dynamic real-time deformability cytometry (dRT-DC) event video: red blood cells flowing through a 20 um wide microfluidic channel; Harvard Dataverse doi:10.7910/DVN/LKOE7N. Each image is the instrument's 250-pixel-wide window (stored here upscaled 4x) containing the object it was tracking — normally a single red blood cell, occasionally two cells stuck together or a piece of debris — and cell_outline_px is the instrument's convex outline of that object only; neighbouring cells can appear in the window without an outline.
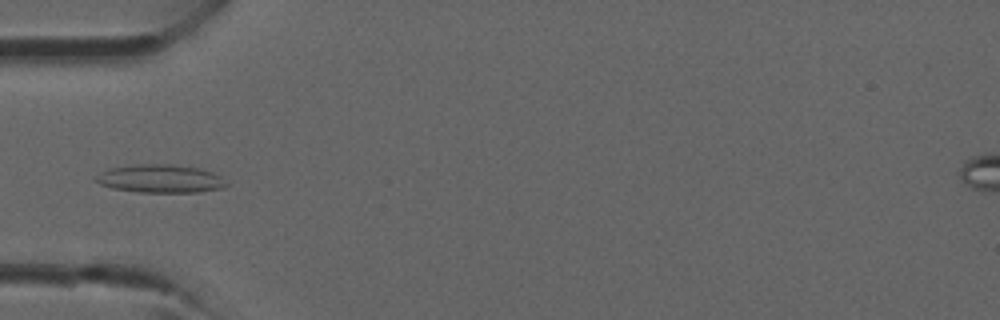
{"species": "common noctule bat (a hibernating species)", "species_latin": "Nyctalus noctula", "temperature_condition": "room temperature", "stored_images_in_passage": 40, "camera_frame_rate_fps": 3000, "um_per_image_px": 0.085, "animal": {"sex": "male", "forearm_length_mm": 52.5}, "frame": {"image": 1, "passage_image": 13, "time_ms": 4.0, "image_size_px": [1000, 320], "cell_outline_px": [[228, 184], [224, 188], [200, 192], [136, 192], [112, 188], [100, 184], [96, 180], [96, 176], [100, 172], [108, 168], [136, 164], [172, 164], [200, 168], [212, 172], [220, 176]], "centroid_in_image_um": [13.63, 15.18], "position_along_channel_um": 71.4, "area_um2": 21.56}}
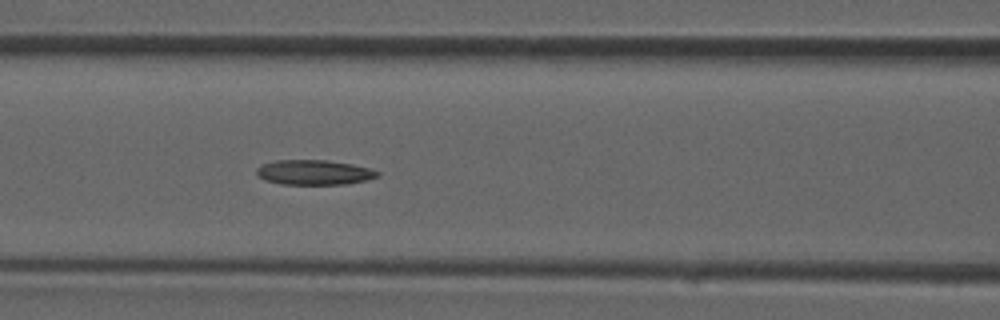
{"frame": {"image": 2, "passage_image": 17, "time_ms": 5.333, "image_size_px": [1000, 320], "cell_outline_px": [[380, 176], [368, 180], [348, 184], [280, 184], [264, 180], [256, 172], [256, 168], [260, 164], [276, 160], [324, 160], [352, 164], [368, 168], [380, 172]], "centroid_in_image_um": [26.69, 14.65], "position_along_channel_um": 139.9, "area_um2": 17.63}}
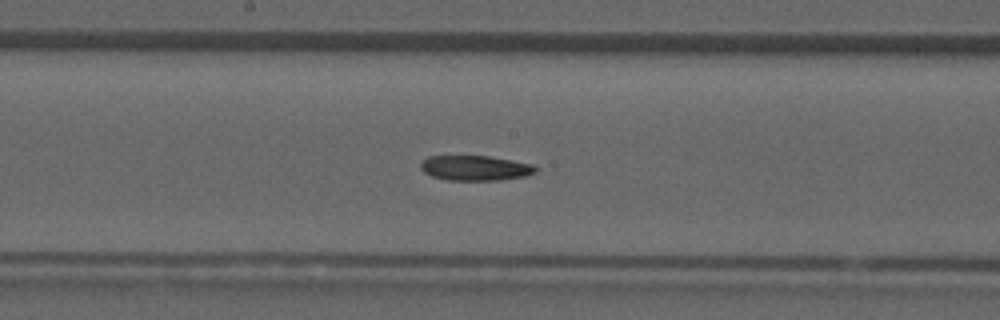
{"frame": {"image": 3, "passage_image": 21, "time_ms": 6.667, "image_size_px": [1000, 320], "cell_outline_px": [[540, 168], [536, 172], [528, 176], [500, 180], [448, 180], [432, 176], [424, 172], [420, 168], [420, 164], [428, 156], [488, 156], [512, 160], [532, 164]], "centroid_in_image_um": [40.44, 14.28], "position_along_channel_um": 207.8, "area_um2": 16.88}}